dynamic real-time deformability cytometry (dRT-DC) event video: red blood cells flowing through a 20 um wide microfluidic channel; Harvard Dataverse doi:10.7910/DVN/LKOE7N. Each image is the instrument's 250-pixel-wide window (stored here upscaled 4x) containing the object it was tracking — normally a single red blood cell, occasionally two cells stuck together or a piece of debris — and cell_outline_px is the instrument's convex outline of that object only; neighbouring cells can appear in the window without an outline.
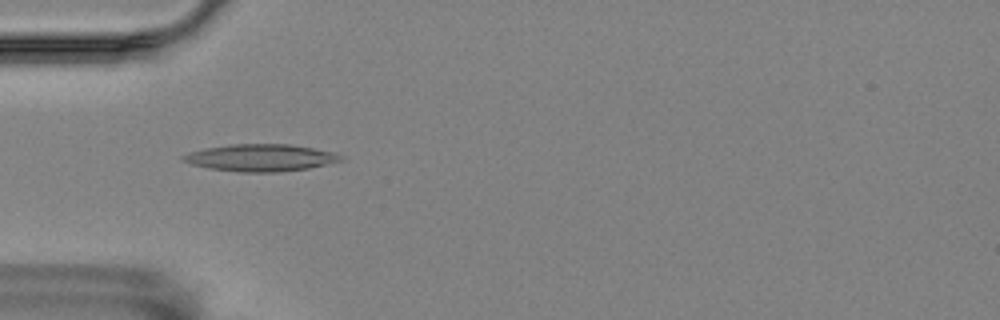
{"species": "Egyptian fruit bat (a non-hibernating species)", "species_latin": "Rousettus aegyptiacus", "temperature_condition": "room temperature", "stored_images_in_passage": 53, "camera_frame_rate_fps": 3000, "um_per_image_px": 0.085, "animal": {"sex": "female"}, "frame": {"image": 1, "passage_image": 14, "time_ms": 4.333, "image_size_px": [1000, 320], "cell_outline_px": [[344, 160], [308, 168], [280, 172], [240, 172], [208, 168], [192, 164], [180, 160], [180, 156], [188, 152], [204, 148], [232, 144], [292, 144], [332, 152], [344, 156]], "centroid_in_image_um": [22.12, 13.4], "position_along_channel_um": 62.9, "area_um2": 24.97}}
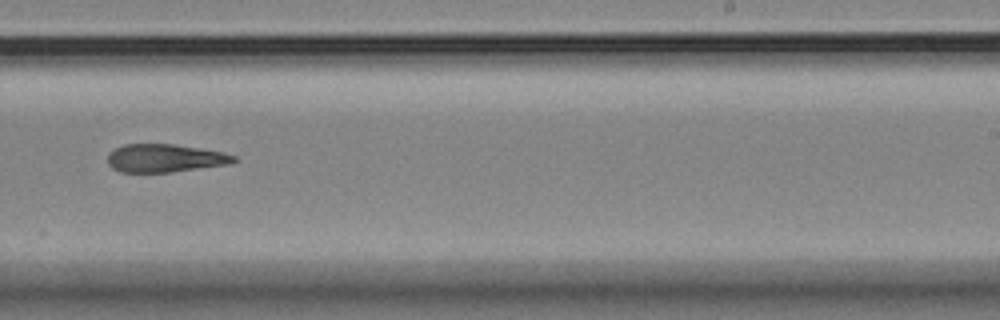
{"frame": {"image": 2, "passage_image": 32, "time_ms": 10.333, "image_size_px": [1000, 320], "cell_outline_px": [[240, 160], [228, 164], [172, 172], [120, 172], [112, 168], [108, 164], [108, 156], [116, 148], [124, 144], [172, 144], [200, 148], [224, 152], [236, 156]], "centroid_in_image_um": [14.05, 13.44], "position_along_channel_um": 274.9, "area_um2": 20.63}}
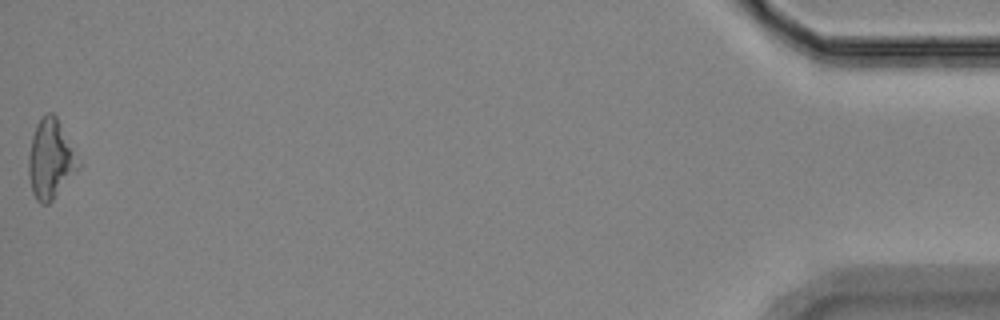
{"frame": {"image": 3, "passage_image": 53, "time_ms": 17.333, "image_size_px": [1000, 320], "cell_outline_px": [[80, 168], [52, 200], [48, 204], [40, 204], [36, 200], [32, 192], [28, 176], [28, 156], [32, 136], [36, 124], [40, 116], [48, 112], [52, 112], [56, 116], [80, 164]], "centroid_in_image_um": [4.26, 13.54], "position_along_channel_um": 430.9, "area_um2": 22.83}}